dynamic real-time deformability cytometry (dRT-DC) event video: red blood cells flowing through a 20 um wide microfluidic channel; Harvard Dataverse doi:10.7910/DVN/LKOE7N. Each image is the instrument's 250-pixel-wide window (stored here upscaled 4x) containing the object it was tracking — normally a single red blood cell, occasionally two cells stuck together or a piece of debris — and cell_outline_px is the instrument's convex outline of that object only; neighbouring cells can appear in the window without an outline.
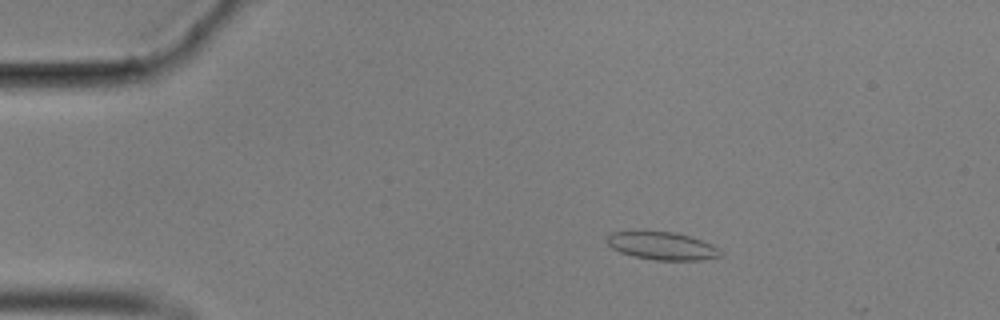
{"species": "common noctule bat (a hibernating species)", "species_latin": "Nyctalus noctula", "temperature_condition": "cold", "stored_images_in_passage": 11, "camera_frame_rate_fps": 3000, "um_per_image_px": 0.085, "animal": {"sex": "male", "body_mass_g": 17.9}, "frame": {"image": 1, "passage_image": 9, "time_ms": 2.667, "image_size_px": [1000, 320], "cell_outline_px": [[720, 256], [700, 260], [656, 260], [636, 256], [620, 252], [612, 248], [608, 244], [608, 236], [612, 232], [672, 232], [688, 236], [712, 244], [720, 248]], "centroid_in_image_um": [56.3, 20.91], "position_along_channel_um": 28.7, "area_um2": 17.92}}